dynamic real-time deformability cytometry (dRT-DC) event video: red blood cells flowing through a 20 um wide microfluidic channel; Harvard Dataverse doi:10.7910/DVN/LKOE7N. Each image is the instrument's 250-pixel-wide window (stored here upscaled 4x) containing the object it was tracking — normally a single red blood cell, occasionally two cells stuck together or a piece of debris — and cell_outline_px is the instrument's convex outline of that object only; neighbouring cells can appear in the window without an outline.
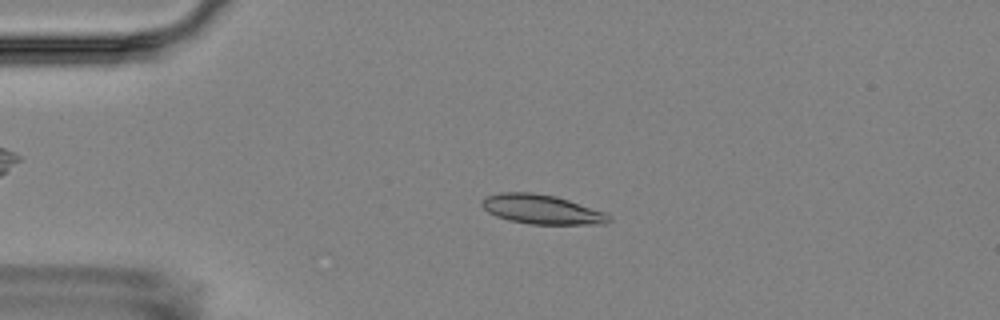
{"species": "Egyptian fruit bat (a non-hibernating species)", "species_latin": "Rousettus aegyptiacus", "temperature_condition": "room temperature", "stored_images_in_passage": 4, "camera_frame_rate_fps": 3000, "um_per_image_px": 0.085, "animal": {"sex": "female"}, "frame": {"image": 1, "passage_image": 3, "time_ms": 2.333, "image_size_px": [1000, 320], "cell_outline_px": [[612, 220], [604, 224], [528, 224], [508, 220], [496, 216], [488, 212], [480, 204], [488, 196], [500, 192], [532, 192], [556, 196], [604, 212], [612, 216]], "centroid_in_image_um": [46.05, 17.8], "position_along_channel_um": 38.9, "area_um2": 21.68}}